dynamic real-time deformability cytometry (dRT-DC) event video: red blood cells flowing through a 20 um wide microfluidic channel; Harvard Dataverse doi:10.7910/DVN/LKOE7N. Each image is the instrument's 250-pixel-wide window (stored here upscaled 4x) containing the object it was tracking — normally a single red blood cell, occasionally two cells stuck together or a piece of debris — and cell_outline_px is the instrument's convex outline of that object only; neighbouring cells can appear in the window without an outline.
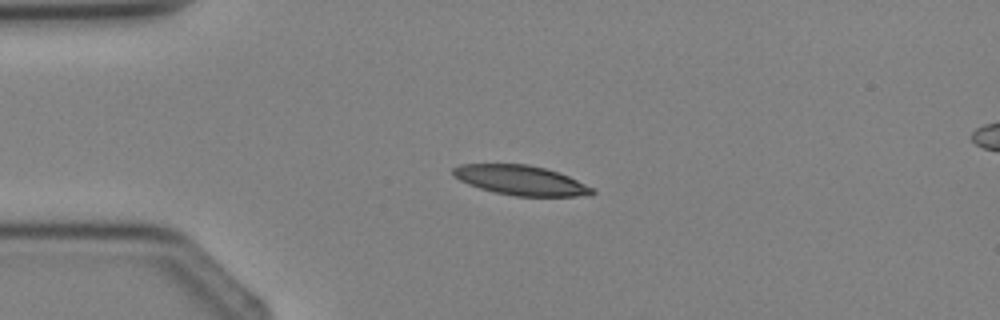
{"species": "Egyptian fruit bat (a non-hibernating species)", "species_latin": "Rousettus aegyptiacus", "temperature_condition": "cold", "stored_images_in_passage": 3, "camera_frame_rate_fps": 3000, "um_per_image_px": 0.085, "animal": {"sex": "female"}, "frame": {"image": 1, "passage_image": 2, "time_ms": 1.333, "image_size_px": [1000, 320], "cell_outline_px": [[596, 192], [592, 196], [516, 196], [496, 192], [480, 188], [468, 184], [452, 176], [452, 168], [460, 164], [528, 164], [544, 168], [568, 176], [592, 188]], "centroid_in_image_um": [44.24, 15.32], "position_along_channel_um": 40.8, "area_um2": 23.93}}